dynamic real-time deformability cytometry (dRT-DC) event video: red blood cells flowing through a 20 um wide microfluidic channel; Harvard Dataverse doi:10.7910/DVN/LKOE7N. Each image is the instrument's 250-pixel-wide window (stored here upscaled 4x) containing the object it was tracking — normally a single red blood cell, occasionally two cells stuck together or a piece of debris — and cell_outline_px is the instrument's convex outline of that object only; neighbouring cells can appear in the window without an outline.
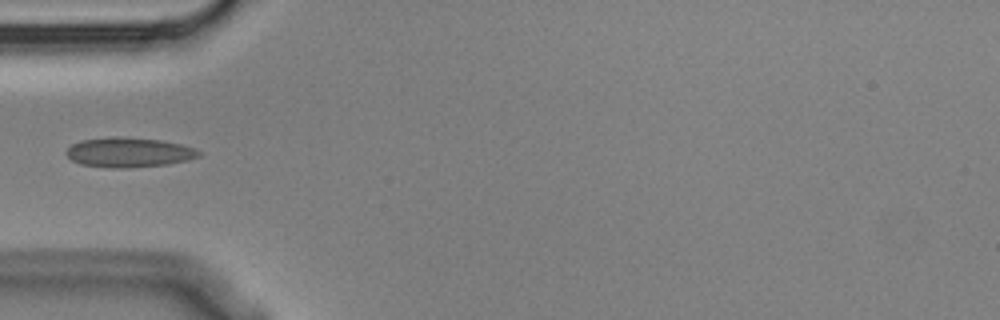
{"species": "Egyptian fruit bat (a non-hibernating species)", "species_latin": "Rousettus aegyptiacus", "temperature_condition": "cold", "stored_images_in_passage": 1, "camera_frame_rate_fps": 3000, "um_per_image_px": 0.085, "animal": {"sex": "male"}, "frame": {"image": 1, "passage_image": 1, "time_ms": 0.0, "image_size_px": [1000, 320], "cell_outline_px": [[200, 156], [188, 160], [168, 164], [120, 168], [112, 168], [80, 164], [72, 160], [64, 152], [72, 144], [80, 140], [112, 136], [120, 136], [160, 140], [180, 144], [192, 148], [200, 152]], "centroid_in_image_um": [10.91, 12.94], "position_along_channel_um": 74.1, "area_um2": 22.89}}